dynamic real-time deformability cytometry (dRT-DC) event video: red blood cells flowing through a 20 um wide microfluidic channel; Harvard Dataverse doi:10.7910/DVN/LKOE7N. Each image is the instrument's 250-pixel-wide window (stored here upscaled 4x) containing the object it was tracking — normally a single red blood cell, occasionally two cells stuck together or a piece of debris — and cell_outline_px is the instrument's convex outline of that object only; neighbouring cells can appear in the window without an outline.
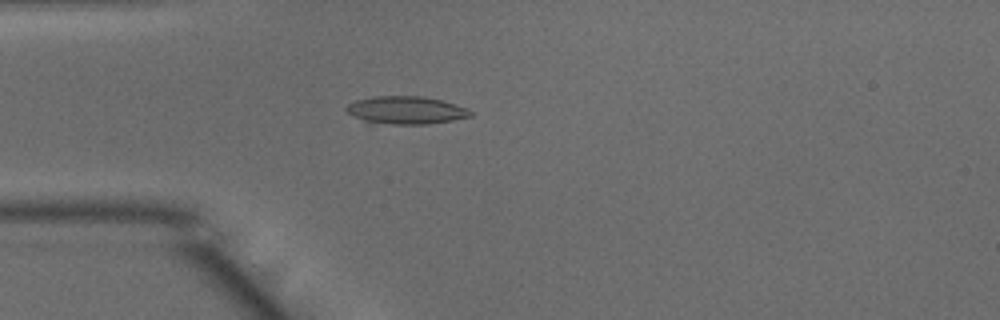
{"species": "common noctule bat (a hibernating species)", "species_latin": "Nyctalus noctula", "temperature_condition": "warm", "stored_images_in_passage": 22, "camera_frame_rate_fps": 3000, "um_per_image_px": 0.085, "animal": {"sex": "male", "body_mass_g": 15.6}, "frame": {"image": 1, "passage_image": 5, "time_ms": 1.333, "image_size_px": [1000, 320], "cell_outline_px": [[472, 116], [452, 120], [428, 124], [392, 124], [364, 120], [348, 112], [344, 108], [348, 104], [356, 100], [372, 96], [420, 96], [440, 100], [468, 108], [472, 112]], "centroid_in_image_um": [34.53, 9.35], "position_along_channel_um": 50.5, "area_um2": 19.77}}
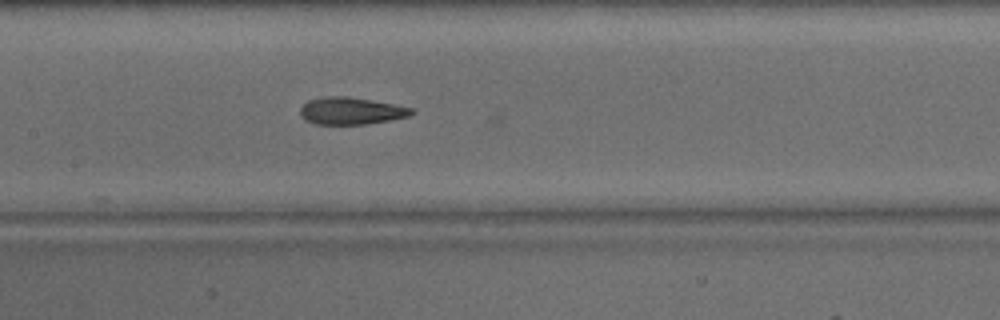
{"frame": {"image": 2, "passage_image": 15, "time_ms": 4.667, "image_size_px": [1000, 320], "cell_outline_px": [[416, 112], [408, 116], [392, 120], [368, 124], [316, 124], [304, 120], [300, 116], [300, 108], [308, 100], [324, 96], [348, 96], [392, 104], [412, 108]], "centroid_in_image_um": [29.82, 9.43], "position_along_channel_um": 177.6, "area_um2": 17.69}}
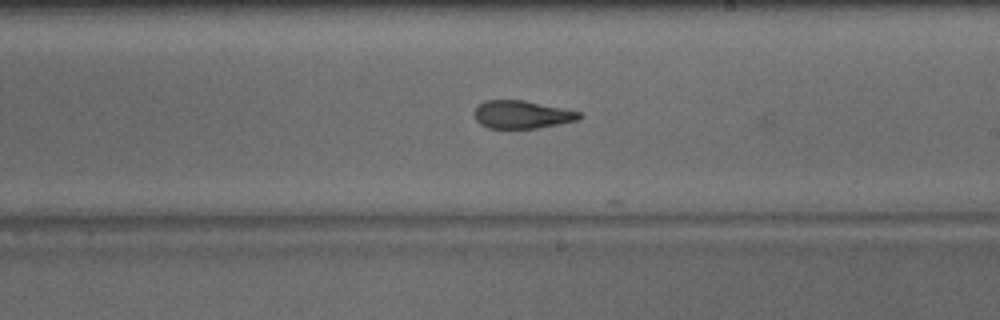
{"frame": {"image": 3, "passage_image": 20, "time_ms": 6.333, "image_size_px": [1000, 320], "cell_outline_px": [[584, 116], [576, 120], [536, 128], [488, 128], [480, 124], [476, 120], [476, 108], [484, 100], [524, 100], [580, 112]], "centroid_in_image_um": [44.35, 9.73], "position_along_channel_um": 244.6, "area_um2": 16.76}}